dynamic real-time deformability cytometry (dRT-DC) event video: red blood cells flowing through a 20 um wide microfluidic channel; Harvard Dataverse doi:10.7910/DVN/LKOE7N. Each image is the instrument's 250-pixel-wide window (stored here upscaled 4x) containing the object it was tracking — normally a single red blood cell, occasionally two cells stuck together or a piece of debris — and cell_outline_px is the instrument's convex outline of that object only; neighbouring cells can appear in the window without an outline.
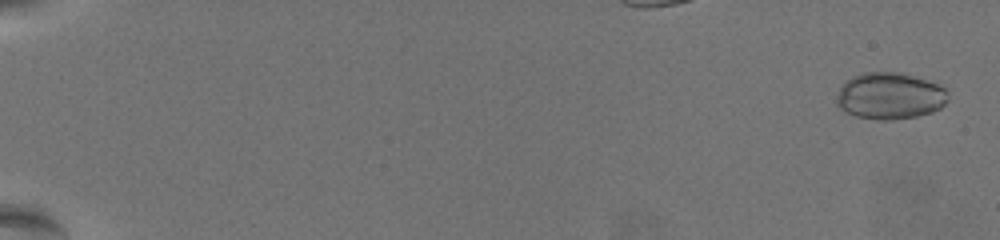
{"species": "common noctule bat (a hibernating species)", "species_latin": "Nyctalus noctula", "temperature_condition": "warm", "stored_images_in_passage": 56, "camera_frame_rate_fps": 3000, "um_per_image_px": 0.085, "animal": {"sex": "female", "body_mass_g": 19.5, "forearm_length_mm": 54.1}, "frame": {"image": 1, "passage_image": 3, "time_ms": 0.667, "image_size_px": [1000, 240], "cell_outline_px": [[948, 100], [940, 108], [932, 112], [916, 116], [892, 120], [876, 120], [856, 116], [844, 112], [836, 104], [836, 96], [840, 88], [852, 76], [864, 72], [900, 72], [936, 84], [944, 88], [948, 92]], "centroid_in_image_um": [75.61, 8.17], "position_along_channel_um": 9.4, "area_um2": 30.29}}
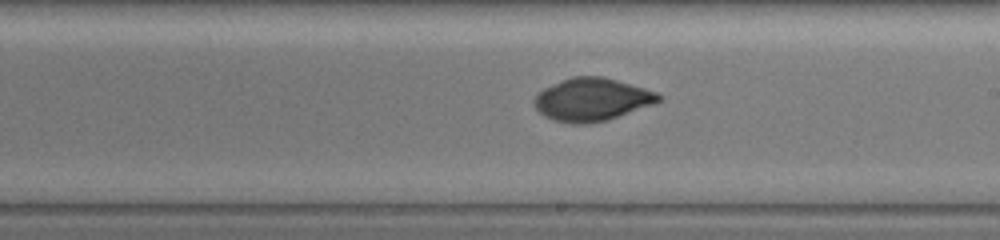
{"frame": {"image": 2, "passage_image": 40, "time_ms": 13.0, "image_size_px": [1000, 240], "cell_outline_px": [[664, 96], [660, 100], [652, 104], [608, 120], [592, 124], [572, 124], [552, 120], [544, 116], [536, 108], [532, 100], [544, 88], [572, 76], [600, 76], [616, 80], [644, 88], [656, 92]], "centroid_in_image_um": [50.29, 8.48], "position_along_channel_um": 238.7, "area_um2": 30.92}}
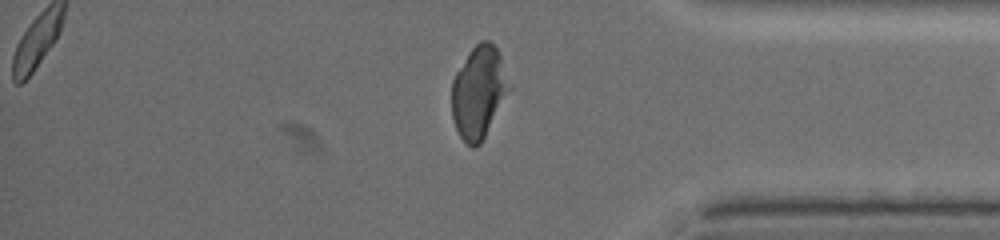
{"frame": {"image": 3, "passage_image": 54, "time_ms": 17.667, "image_size_px": [1000, 240], "cell_outline_px": [[512, 88], [480, 144], [476, 148], [472, 148], [460, 136], [456, 128], [452, 116], [452, 80], [456, 72], [468, 52], [480, 40], [488, 40], [496, 48], [500, 56]], "centroid_in_image_um": [40.7, 7.83], "position_along_channel_um": 394.5, "area_um2": 30.81}}